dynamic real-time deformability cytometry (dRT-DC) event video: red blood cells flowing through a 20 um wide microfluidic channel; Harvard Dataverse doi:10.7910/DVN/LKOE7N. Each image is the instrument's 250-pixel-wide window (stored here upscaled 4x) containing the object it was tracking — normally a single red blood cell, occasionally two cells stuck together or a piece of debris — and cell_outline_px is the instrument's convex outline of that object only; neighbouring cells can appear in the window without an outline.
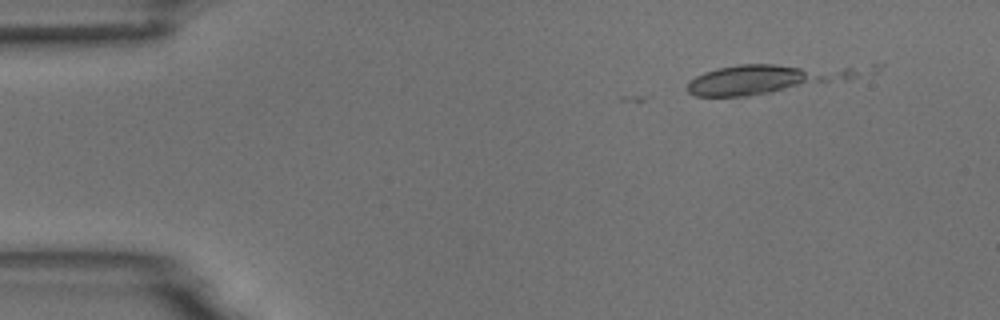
{"species": "common noctule bat (a hibernating species)", "species_latin": "Nyctalus noctula", "temperature_condition": "room temperature", "stored_images_in_passage": 6, "camera_frame_rate_fps": 3000, "um_per_image_px": 0.085, "animal": {"sex": "male", "body_mass_g": 18.8}, "frame": {"image": 1, "passage_image": 2, "time_ms": 1.333, "image_size_px": [1000, 320], "cell_outline_px": [[884, 64], [876, 72], [848, 80], [748, 96], [696, 96], [688, 92], [688, 84], [696, 76], [704, 72], [716, 68], [740, 64]], "centroid_in_image_um": [65.67, 6.62], "position_along_channel_um": 19.3, "area_um2": 31.39}}
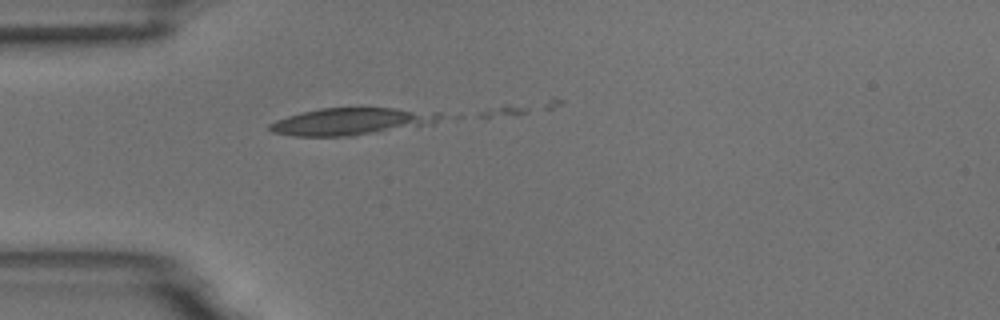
{"frame": {"image": 2, "passage_image": 4, "time_ms": 4.333, "image_size_px": [1000, 320], "cell_outline_px": [[448, 116], [432, 124], [356, 136], [292, 136], [272, 132], [268, 128], [268, 124], [276, 120], [300, 112], [320, 108], [396, 108], [440, 112]], "centroid_in_image_um": [29.92, 10.32], "position_along_channel_um": 55.1, "area_um2": 27.34}}